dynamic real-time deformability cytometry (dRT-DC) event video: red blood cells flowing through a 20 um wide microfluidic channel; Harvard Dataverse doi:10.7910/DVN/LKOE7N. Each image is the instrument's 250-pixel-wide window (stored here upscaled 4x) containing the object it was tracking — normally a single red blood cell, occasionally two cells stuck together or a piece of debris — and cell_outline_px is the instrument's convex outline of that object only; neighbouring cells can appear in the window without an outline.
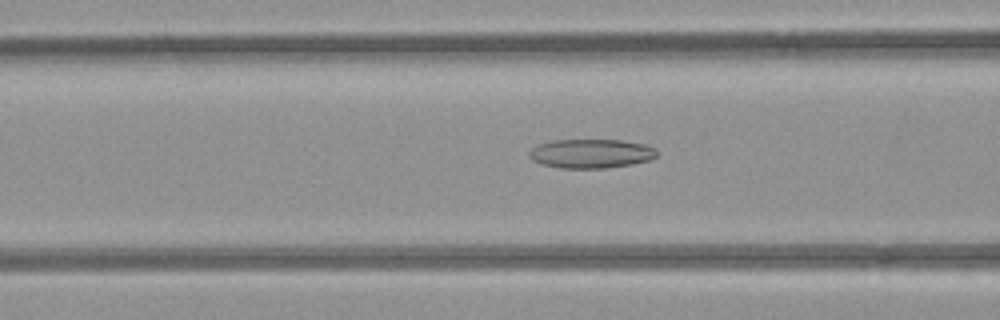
{"species": "common noctule bat (a hibernating species)", "species_latin": "Nyctalus noctula", "temperature_condition": "room temperature", "stored_images_in_passage": 47, "camera_frame_rate_fps": 3000, "um_per_image_px": 0.085, "animal": {"sex": "female", "body_mass_g": 21.9}, "frame": {"image": 1, "passage_image": 15, "time_ms": 4.667, "image_size_px": [1000, 320], "cell_outline_px": [[656, 156], [652, 160], [632, 164], [604, 168], [560, 168], [544, 164], [532, 160], [528, 156], [528, 152], [536, 144], [552, 140], [624, 140], [644, 144], [656, 148]], "centroid_in_image_um": [50.23, 13.04], "position_along_channel_um": 116.4, "area_um2": 21.79}}
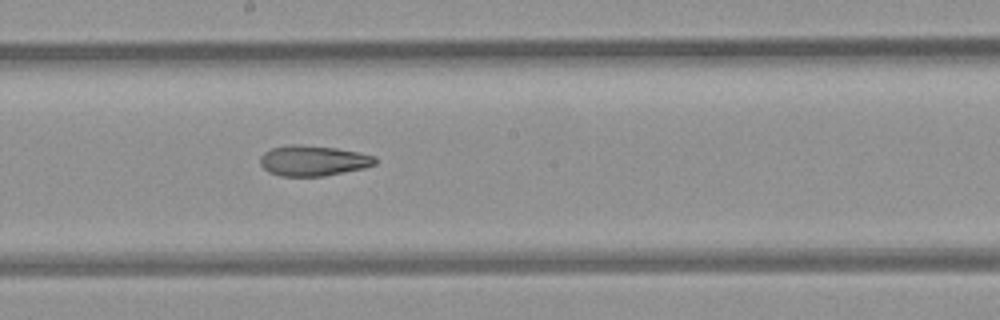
{"frame": {"image": 2, "passage_image": 23, "time_ms": 7.333, "image_size_px": [1000, 320], "cell_outline_px": [[376, 164], [364, 168], [324, 176], [280, 176], [268, 172], [260, 164], [260, 156], [264, 152], [272, 148], [288, 144], [300, 144], [336, 148], [376, 156]], "centroid_in_image_um": [26.59, 13.65], "position_along_channel_um": 221.6, "area_um2": 20.46}}
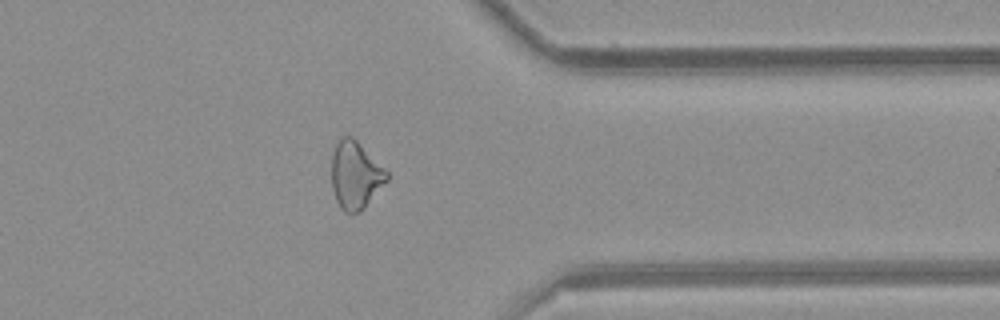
{"frame": {"image": 3, "passage_image": 36, "time_ms": 11.667, "image_size_px": [1000, 320], "cell_outline_px": [[388, 180], [364, 208], [356, 212], [344, 212], [340, 208], [336, 200], [332, 188], [332, 152], [340, 136], [352, 136], [388, 172]], "centroid_in_image_um": [30.19, 14.88], "position_along_channel_um": 381.2, "area_um2": 21.56}, "authors_computed_cell_mechanics": {"area_um2": 21.964, "velocity_mm_per_s": 3.9304, "shape_relaxation_time_tau1_ms": null, "shape_relaxation_time_tau2_ms": 5.8833, "deformation_change_tau1": null, "deformation_change_tau2": 0.1538}}